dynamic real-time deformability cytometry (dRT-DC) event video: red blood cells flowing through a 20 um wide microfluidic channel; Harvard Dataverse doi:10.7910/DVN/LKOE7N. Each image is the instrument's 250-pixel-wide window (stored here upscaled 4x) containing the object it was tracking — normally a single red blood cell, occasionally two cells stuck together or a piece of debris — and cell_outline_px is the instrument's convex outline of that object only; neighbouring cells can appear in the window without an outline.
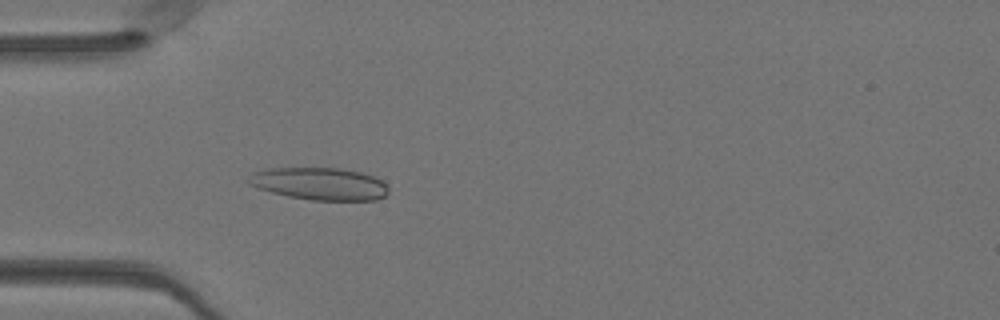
{"species": "Egyptian fruit bat (a non-hibernating species)", "species_latin": "Rousettus aegyptiacus", "temperature_condition": "warm", "stored_images_in_passage": 44, "camera_frame_rate_fps": 3000, "um_per_image_px": 0.085, "animal": {"sex": "female"}, "frame": {"image": 1, "passage_image": 9, "time_ms": 2.667, "image_size_px": [1000, 320], "cell_outline_px": [[388, 192], [384, 196], [376, 200], [312, 200], [288, 196], [272, 192], [248, 184], [248, 180], [252, 172], [268, 168], [340, 168], [360, 172], [372, 176], [380, 180], [388, 188]], "centroid_in_image_um": [27.15, 15.61], "position_along_channel_um": 57.8, "area_um2": 26.18}}
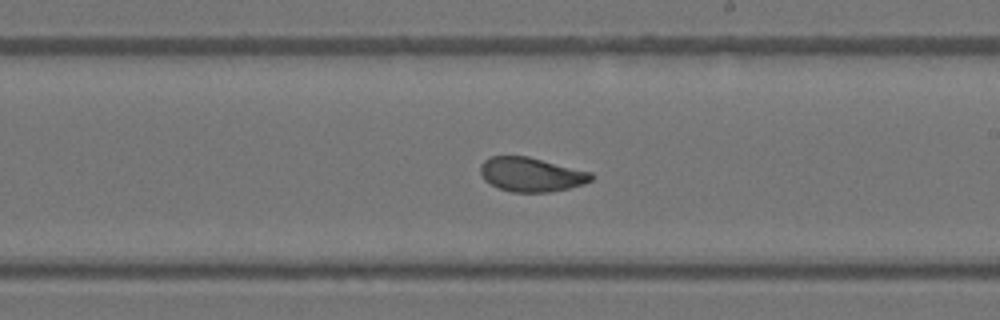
{"frame": {"image": 2, "passage_image": 23, "time_ms": 7.333, "image_size_px": [1000, 320], "cell_outline_px": [[596, 176], [592, 180], [584, 184], [568, 188], [548, 192], [512, 192], [500, 188], [484, 180], [480, 172], [480, 164], [488, 156], [528, 156], [592, 172]], "centroid_in_image_um": [45.17, 14.82], "position_along_channel_um": 243.8, "area_um2": 22.2}}
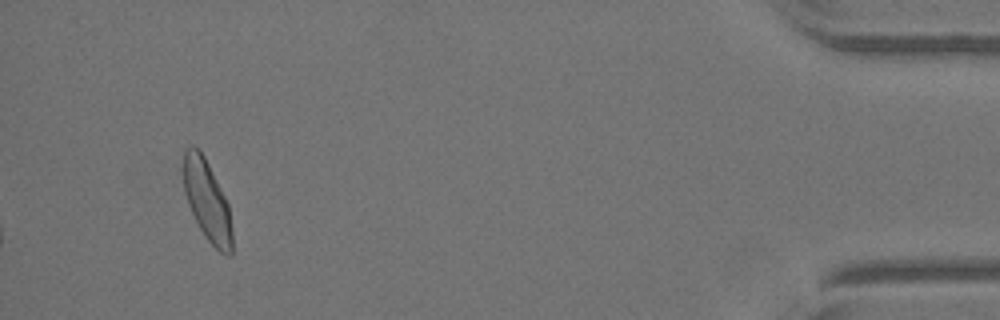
{"frame": {"image": 3, "passage_image": 41, "time_ms": 13.333, "image_size_px": [1000, 320], "cell_outline_px": [[232, 256], [228, 256], [220, 252], [204, 236], [188, 204], [184, 192], [180, 168], [184, 148], [192, 144], [204, 156], [228, 204], [232, 228]], "centroid_in_image_um": [17.55, 17.01], "position_along_channel_um": 417.6, "area_um2": 23.18}, "authors_computed_cell_mechanics": {"area_um2": 23.1489, "velocity_mm_per_s": 4.078, "shape_relaxation_time_tau1_ms": 3.838, "shape_relaxation_time_tau2_ms": 1.484, "deformation_change_tau1": 0.1338, "deformation_change_tau2": 0.0708}}